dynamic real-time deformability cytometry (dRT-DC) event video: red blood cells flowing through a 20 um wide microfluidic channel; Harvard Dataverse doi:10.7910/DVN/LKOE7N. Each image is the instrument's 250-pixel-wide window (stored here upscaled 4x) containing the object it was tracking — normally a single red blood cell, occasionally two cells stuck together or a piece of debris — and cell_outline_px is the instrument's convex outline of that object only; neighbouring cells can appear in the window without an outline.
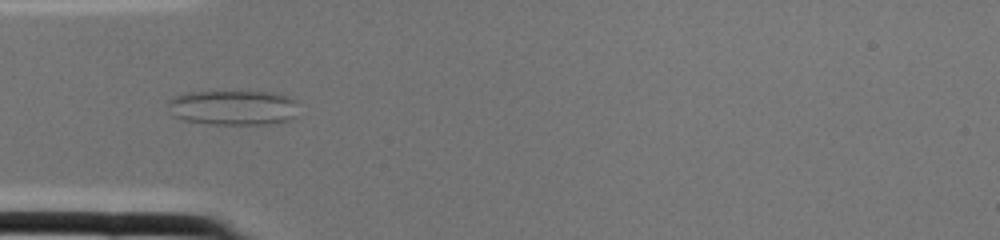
{"species": "common noctule bat (a hibernating species)", "species_latin": "Nyctalus noctula", "temperature_condition": "cold", "stored_images_in_passage": 2, "camera_frame_rate_fps": 3000, "um_per_image_px": 0.085, "animal": {"sex": "female", "body_mass_g": 22.0, "forearm_length_mm": 56.7}, "frame": {"image": 1, "passage_image": 2, "time_ms": 0.333, "image_size_px": [1000, 240], "cell_outline_px": [[296, 116], [292, 120], [268, 124], [212, 124], [184, 120], [172, 116], [168, 104], [168, 100], [184, 92], [276, 92], [288, 96], [296, 100]], "centroid_in_image_um": [19.84, 9.15], "position_along_channel_um": 65.2, "area_um2": 26.76}}